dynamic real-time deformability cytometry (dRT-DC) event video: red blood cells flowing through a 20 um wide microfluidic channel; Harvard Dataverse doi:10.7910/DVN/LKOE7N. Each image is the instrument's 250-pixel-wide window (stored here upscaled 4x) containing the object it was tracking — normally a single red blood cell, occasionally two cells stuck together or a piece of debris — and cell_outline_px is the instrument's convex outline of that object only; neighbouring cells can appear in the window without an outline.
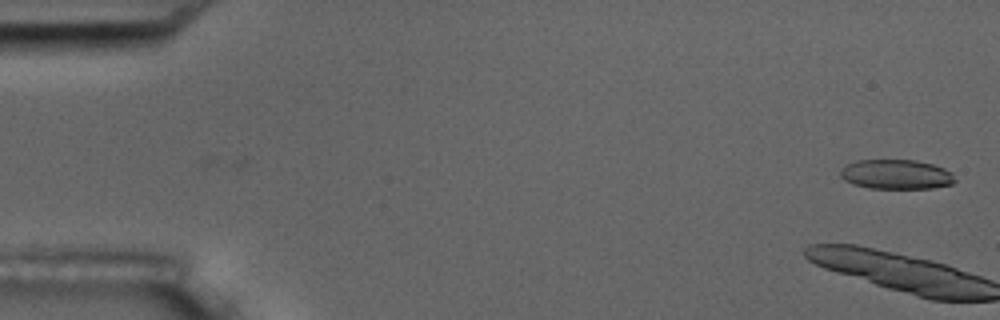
{"species": "common noctule bat (a hibernating species)", "species_latin": "Nyctalus noctula", "temperature_condition": "room temperature", "stored_images_in_passage": 2, "camera_frame_rate_fps": 3000, "um_per_image_px": 0.085, "animal": {"sex": "male", "body_mass_g": 17.5, "forearm_length_mm": 52.3}, "frame": {"image": 1, "passage_image": 1, "time_ms": 0.0, "image_size_px": [1000, 320], "cell_outline_px": [[956, 180], [952, 184], [932, 188], [868, 188], [852, 184], [844, 180], [840, 176], [840, 168], [856, 160], [916, 160], [932, 164], [944, 168], [952, 172]], "centroid_in_image_um": [76.16, 14.82], "position_along_channel_um": 8.8, "area_um2": 19.88}}